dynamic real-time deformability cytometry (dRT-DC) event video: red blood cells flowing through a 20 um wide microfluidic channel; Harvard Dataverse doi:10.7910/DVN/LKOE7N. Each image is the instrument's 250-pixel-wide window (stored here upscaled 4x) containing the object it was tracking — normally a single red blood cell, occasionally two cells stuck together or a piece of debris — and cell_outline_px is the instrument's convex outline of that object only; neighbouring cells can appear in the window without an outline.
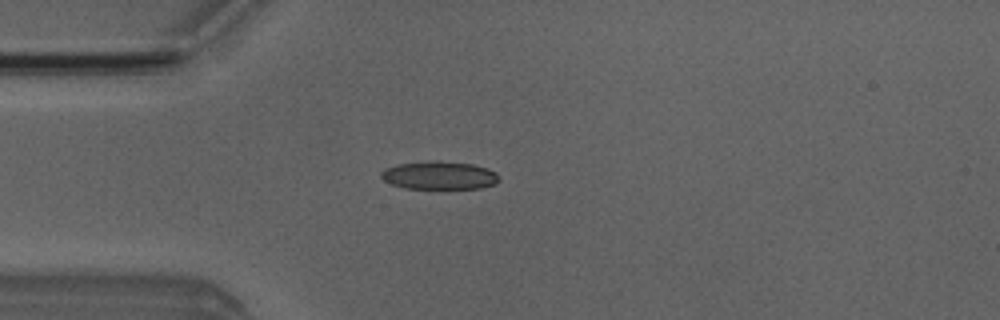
{"species": "Egyptian fruit bat (a non-hibernating species)", "species_latin": "Rousettus aegyptiacus", "temperature_condition": "room temperature", "stored_images_in_passage": 5, "camera_frame_rate_fps": 3000, "um_per_image_px": 0.085, "animal": {"sex": "male"}, "frame": {"image": 1, "passage_image": 4, "time_ms": 3.667, "image_size_px": [1000, 320], "cell_outline_px": [[500, 180], [496, 184], [480, 188], [404, 188], [392, 184], [384, 180], [380, 176], [380, 172], [384, 168], [400, 164], [472, 164], [488, 168], [496, 172], [500, 176]], "centroid_in_image_um": [37.39, 14.96], "position_along_channel_um": 47.6, "area_um2": 18.32}}